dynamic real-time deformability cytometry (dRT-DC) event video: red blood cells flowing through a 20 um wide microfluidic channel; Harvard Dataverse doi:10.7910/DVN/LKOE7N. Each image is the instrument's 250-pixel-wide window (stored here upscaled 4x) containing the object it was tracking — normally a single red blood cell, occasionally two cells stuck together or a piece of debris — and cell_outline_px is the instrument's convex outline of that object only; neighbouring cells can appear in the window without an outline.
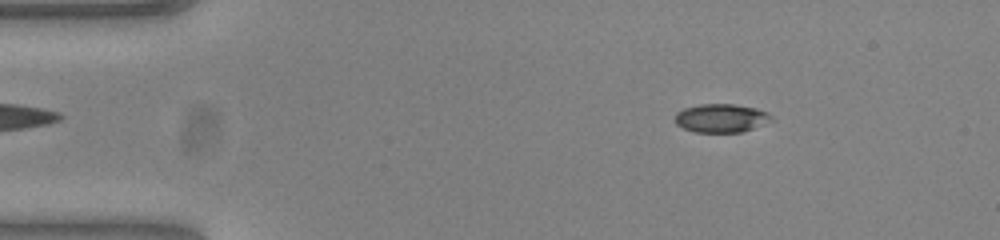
{"species": "common noctule bat (a hibernating species)", "species_latin": "Nyctalus noctula", "temperature_condition": "warm", "stored_images_in_passage": 52, "camera_frame_rate_fps": 3000, "um_per_image_px": 0.085, "animal": {"sex": "female", "body_mass_g": 23.0, "forearm_length_mm": 53.4}, "frame": {"image": 1, "passage_image": 7, "time_ms": 2.0, "image_size_px": [1000, 240], "cell_outline_px": [[772, 120], [752, 128], [740, 132], [692, 132], [676, 124], [676, 112], [684, 108], [700, 104], [736, 104], [756, 108], [768, 112], [772, 116]], "centroid_in_image_um": [61.29, 10.03], "position_along_channel_um": 23.7, "area_um2": 15.95}}
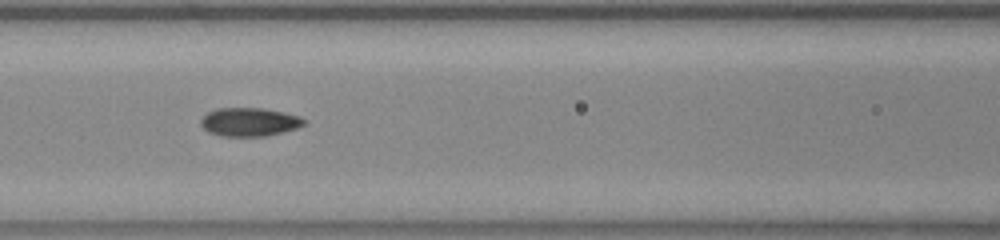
{"frame": {"image": 2, "passage_image": 22, "time_ms": 7.0, "image_size_px": [1000, 240], "cell_outline_px": [[304, 124], [296, 128], [284, 132], [264, 136], [224, 136], [208, 132], [200, 124], [200, 120], [208, 112], [216, 108], [264, 108], [284, 112], [300, 116], [304, 120]], "centroid_in_image_um": [21.19, 10.36], "position_along_channel_um": 145.4, "area_um2": 17.11}}
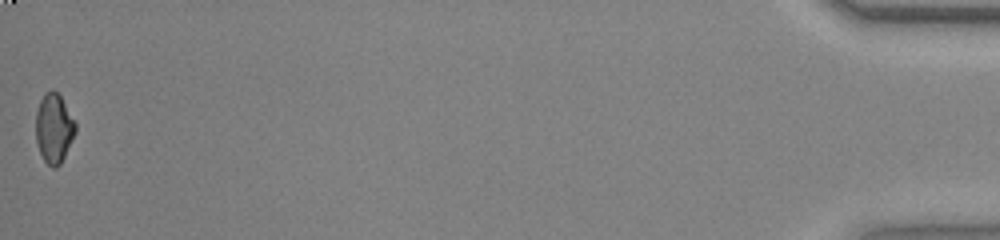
{"frame": {"image": 3, "passage_image": 52, "time_ms": 17.0, "image_size_px": [1000, 240], "cell_outline_px": [[76, 132], [60, 164], [56, 168], [52, 168], [44, 160], [40, 152], [36, 140], [36, 112], [40, 100], [44, 92], [52, 88], [60, 96], [76, 124]], "centroid_in_image_um": [4.57, 10.89], "position_along_channel_um": 430.6, "area_um2": 15.9}, "authors_computed_cell_mechanics": {"area_um2": 16.473, "velocity_mm_per_s": 3.879, "shape_relaxation_time_tau1_ms": null, "shape_relaxation_time_tau2_ms": 1.7252, "deformation_change_tau1": null, "deformation_change_tau2": 0.0516}}